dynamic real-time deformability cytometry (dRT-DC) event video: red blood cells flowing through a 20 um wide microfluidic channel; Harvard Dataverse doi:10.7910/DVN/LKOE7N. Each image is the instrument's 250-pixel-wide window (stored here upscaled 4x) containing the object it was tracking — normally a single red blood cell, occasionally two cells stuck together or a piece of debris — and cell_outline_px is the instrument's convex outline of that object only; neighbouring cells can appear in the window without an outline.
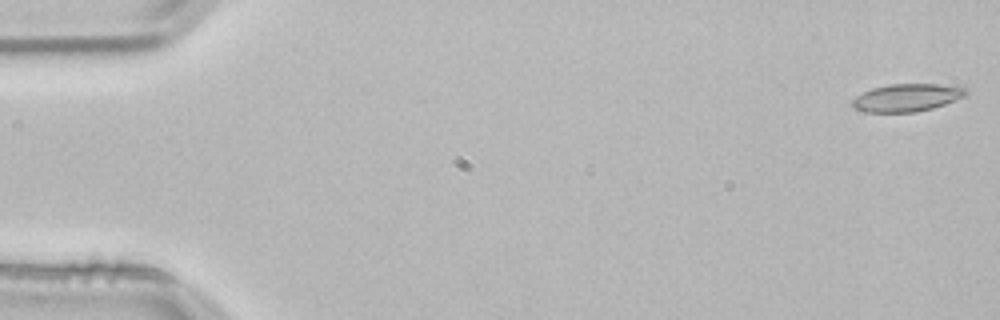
{"species": "common noctule bat (a hibernating species)", "species_latin": "Nyctalus noctula", "temperature_condition": "room temperature", "stored_images_in_passage": 53, "camera_frame_rate_fps": 3000, "um_per_image_px": 0.085, "animal": {"sex": "male", "body_mass_g": 21.5, "forearm_length_mm": 52.0}, "frame": {"image": 1, "passage_image": 1, "time_ms": 0.0, "image_size_px": [1000, 320], "cell_outline_px": [[968, 92], [964, 96], [944, 104], [932, 108], [916, 112], [868, 112], [856, 108], [852, 104], [852, 100], [856, 96], [872, 88], [892, 84], [936, 84], [964, 88]], "centroid_in_image_um": [77.07, 8.3], "position_along_channel_um": 7.9, "area_um2": 17.92}}
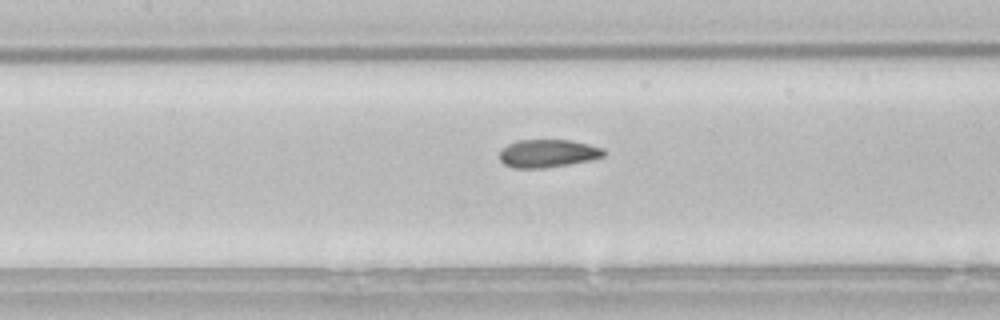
{"frame": {"image": 2, "passage_image": 24, "time_ms": 7.667, "image_size_px": [1000, 320], "cell_outline_px": [[608, 152], [604, 156], [592, 160], [544, 168], [516, 168], [504, 164], [500, 160], [500, 148], [516, 140], [572, 140], [604, 148]], "centroid_in_image_um": [46.58, 13.03], "position_along_channel_um": 160.8, "area_um2": 17.17}}
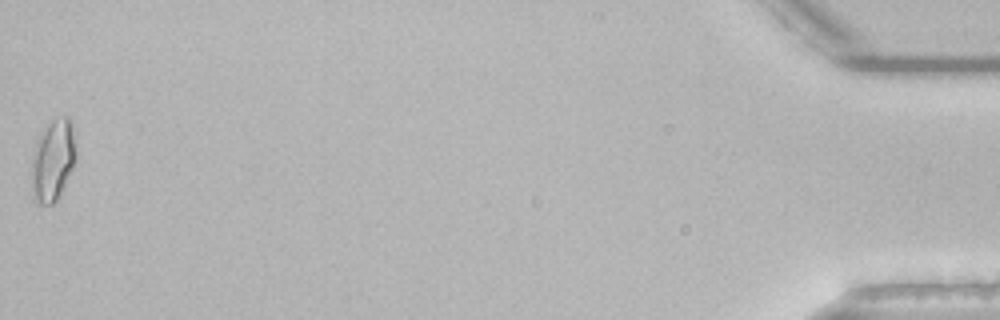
{"frame": {"image": 3, "passage_image": 53, "time_ms": 17.333, "image_size_px": [1000, 320], "cell_outline_px": [[76, 160], [56, 200], [52, 204], [40, 204], [36, 200], [32, 188], [32, 156], [36, 140], [48, 124], [52, 120], [64, 116], [68, 116], [72, 120], [76, 140]], "centroid_in_image_um": [4.52, 13.55], "position_along_channel_um": 430.7, "area_um2": 20.98}, "authors_computed_cell_mechanics": {"area_um2": 17.3978, "velocity_mm_per_s": 3.8318, "shape_relaxation_time_tau1_ms": 4.8375, "shape_relaxation_time_tau2_ms": 1.1209, "deformation_change_tau1": 0.1399, "deformation_change_tau2": 0.0661}}